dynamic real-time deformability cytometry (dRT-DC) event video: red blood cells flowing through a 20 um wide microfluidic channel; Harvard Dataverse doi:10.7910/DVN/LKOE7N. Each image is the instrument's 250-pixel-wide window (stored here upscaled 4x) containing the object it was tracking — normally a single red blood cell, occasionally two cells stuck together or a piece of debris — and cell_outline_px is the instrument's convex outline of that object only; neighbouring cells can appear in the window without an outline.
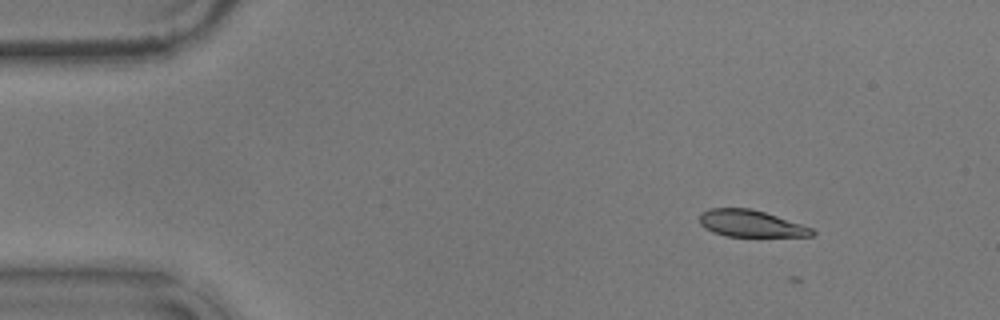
{"species": "common noctule bat (a hibernating species)", "species_latin": "Nyctalus noctula", "temperature_condition": "warm", "stored_images_in_passage": 8, "camera_frame_rate_fps": 3000, "um_per_image_px": 0.085, "animal": {"sex": "male", "body_mass_g": 17.9}, "frame": {"image": 1, "passage_image": 2, "time_ms": 0.333, "image_size_px": [1000, 320], "cell_outline_px": [[816, 232], [812, 236], [724, 236], [712, 232], [704, 228], [700, 224], [700, 212], [708, 208], [752, 208], [812, 228]], "centroid_in_image_um": [63.76, 19.0], "position_along_channel_um": 21.2, "area_um2": 17.51}}